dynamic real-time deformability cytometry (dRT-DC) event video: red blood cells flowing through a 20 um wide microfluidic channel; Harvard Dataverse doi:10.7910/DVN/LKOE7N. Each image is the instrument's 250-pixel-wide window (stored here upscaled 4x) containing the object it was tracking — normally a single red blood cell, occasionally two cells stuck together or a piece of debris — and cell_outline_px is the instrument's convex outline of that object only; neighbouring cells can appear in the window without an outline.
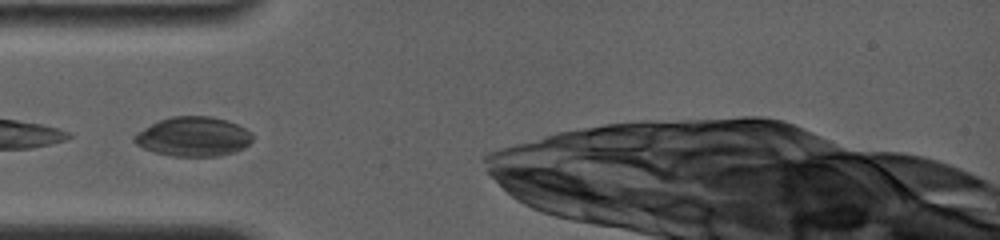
{"species": "common noctule bat (a hibernating species)", "species_latin": "Nyctalus noctula", "temperature_condition": "room temperature", "stored_images_in_passage": 2, "camera_frame_rate_fps": 4000, "um_per_image_px": 0.085, "animal": {"sex": "female", "body_mass_g": 19.0, "forearm_length_mm": 56.7}, "frame": {"image": 1, "passage_image": 1, "time_ms": 0.0, "image_size_px": [1000, 240], "cell_outline_px": [[252, 140], [244, 148], [220, 156], [172, 156], [156, 152], [144, 148], [136, 144], [132, 140], [132, 136], [136, 132], [160, 120], [172, 116], [212, 116], [228, 120], [252, 132]], "centroid_in_image_um": [16.43, 11.61], "position_along_channel_um": 68.6, "area_um2": 27.17}}